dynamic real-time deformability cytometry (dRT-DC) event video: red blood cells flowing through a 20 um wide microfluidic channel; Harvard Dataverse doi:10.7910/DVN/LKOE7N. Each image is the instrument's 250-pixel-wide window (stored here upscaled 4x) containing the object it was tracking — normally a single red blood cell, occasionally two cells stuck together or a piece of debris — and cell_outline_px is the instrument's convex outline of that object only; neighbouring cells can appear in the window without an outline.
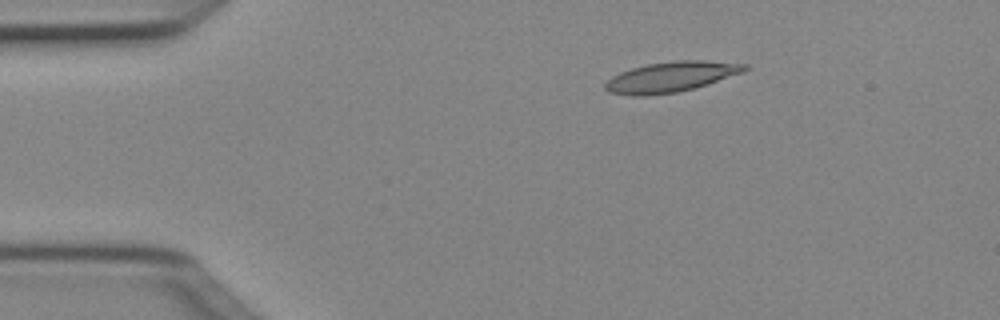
{"species": "Egyptian fruit bat (a non-hibernating species)", "species_latin": "Rousettus aegyptiacus", "temperature_condition": "cold", "stored_images_in_passage": 4, "camera_frame_rate_fps": 3000, "um_per_image_px": 0.085, "animal": {"sex": "female"}, "frame": {"image": 1, "passage_image": 3, "time_ms": 0.667, "image_size_px": [1000, 320], "cell_outline_px": [[748, 68], [744, 72], [692, 88], [676, 92], [648, 96], [632, 96], [608, 92], [604, 88], [604, 84], [612, 76], [620, 72], [632, 68], [648, 64], [676, 60], [704, 60], [748, 64]], "centroid_in_image_um": [57.0, 6.53], "position_along_channel_um": 28.0, "area_um2": 24.51}}